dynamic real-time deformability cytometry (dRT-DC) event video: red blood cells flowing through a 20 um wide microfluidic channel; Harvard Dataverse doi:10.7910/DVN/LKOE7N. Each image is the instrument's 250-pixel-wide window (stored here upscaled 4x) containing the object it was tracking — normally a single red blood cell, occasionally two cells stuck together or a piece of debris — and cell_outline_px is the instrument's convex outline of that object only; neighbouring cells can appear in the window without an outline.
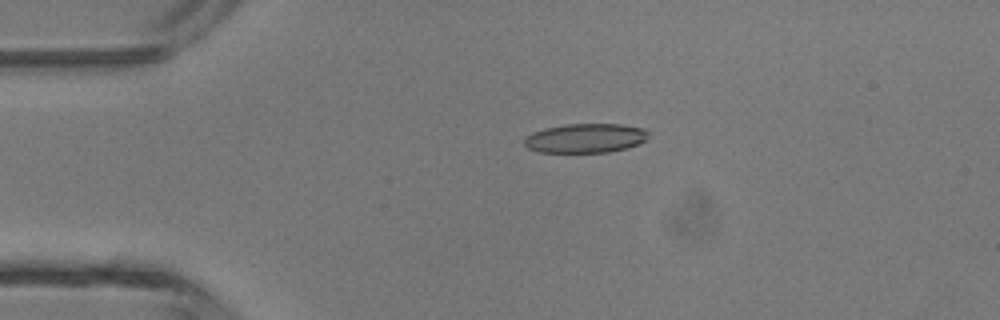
{"species": "common noctule bat (a hibernating species)", "species_latin": "Nyctalus noctula", "temperature_condition": "room temperature", "stored_images_in_passage": 2, "camera_frame_rate_fps": 3000, "um_per_image_px": 0.085, "animal": {"sex": "male", "body_mass_g": 13.3}, "frame": {"image": 1, "passage_image": 1, "time_ms": 0.0, "image_size_px": [1000, 320], "cell_outline_px": [[648, 132], [644, 140], [640, 144], [628, 148], [612, 152], [540, 152], [528, 148], [524, 144], [524, 140], [532, 132], [544, 128], [568, 124], [620, 124], [644, 128]], "centroid_in_image_um": [49.78, 11.75], "position_along_channel_um": 35.2, "area_um2": 21.15}}